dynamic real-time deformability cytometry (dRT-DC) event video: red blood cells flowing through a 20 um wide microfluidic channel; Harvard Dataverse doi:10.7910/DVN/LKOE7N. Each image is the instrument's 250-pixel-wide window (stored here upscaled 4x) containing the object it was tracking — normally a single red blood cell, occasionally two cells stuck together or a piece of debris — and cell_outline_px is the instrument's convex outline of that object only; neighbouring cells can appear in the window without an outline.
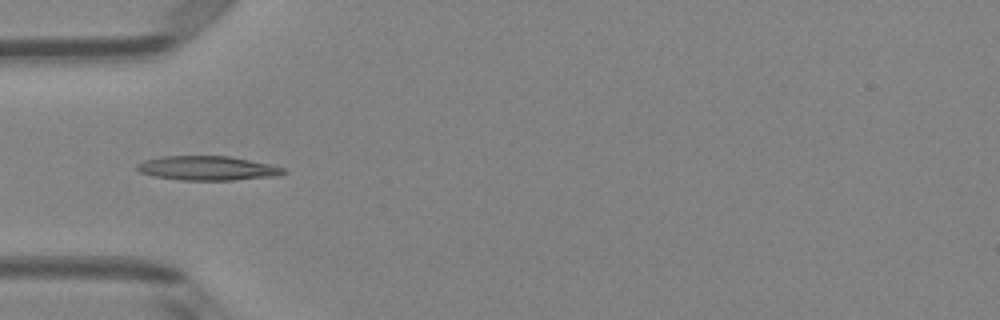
{"species": "Egyptian fruit bat (a non-hibernating species)", "species_latin": "Rousettus aegyptiacus", "temperature_condition": "room temperature", "stored_images_in_passage": 5, "camera_frame_rate_fps": 3000, "um_per_image_px": 0.085, "animal": {"sex": "female"}, "frame": {"image": 1, "passage_image": 5, "time_ms": 1.333, "image_size_px": [1000, 320], "cell_outline_px": [[288, 172], [276, 176], [232, 180], [180, 180], [152, 176], [140, 172], [136, 168], [136, 164], [144, 160], [160, 156], [228, 156], [272, 164], [284, 168]], "centroid_in_image_um": [17.62, 14.29], "position_along_channel_um": 67.4, "area_um2": 20.87}}